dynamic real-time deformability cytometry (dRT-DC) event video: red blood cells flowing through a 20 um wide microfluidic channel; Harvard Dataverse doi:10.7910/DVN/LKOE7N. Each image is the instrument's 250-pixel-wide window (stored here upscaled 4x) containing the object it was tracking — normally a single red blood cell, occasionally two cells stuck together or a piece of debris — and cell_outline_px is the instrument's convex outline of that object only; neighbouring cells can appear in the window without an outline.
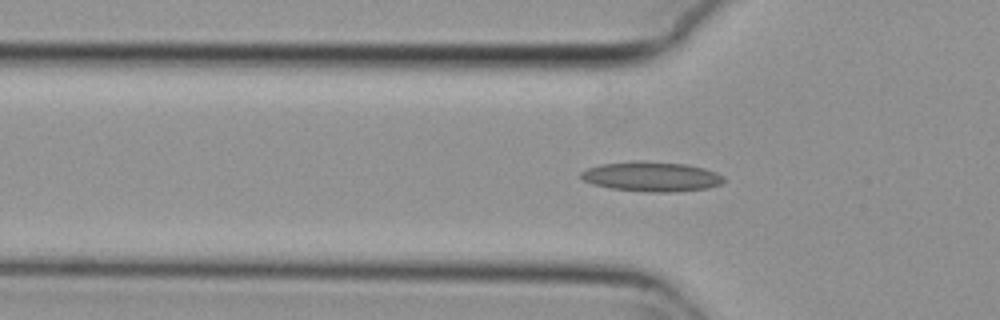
{"species": "common noctule bat (a hibernating species)", "species_latin": "Nyctalus noctula", "temperature_condition": "cold", "stored_images_in_passage": 33, "camera_frame_rate_fps": 3000, "um_per_image_px": 0.085, "animal": {"sex": "female", "body_mass_g": 29.2, "forearm_length_mm": 56.3}, "frame": {"image": 1, "passage_image": 2, "time_ms": 0.333, "image_size_px": [1000, 320], "cell_outline_px": [[724, 180], [720, 184], [708, 188], [676, 192], [648, 192], [608, 188], [592, 184], [584, 180], [580, 176], [580, 172], [588, 168], [600, 164], [684, 164], [704, 168], [716, 172], [724, 176]], "centroid_in_image_um": [55.41, 15.07], "position_along_channel_um": 70.4, "area_um2": 23.7}}
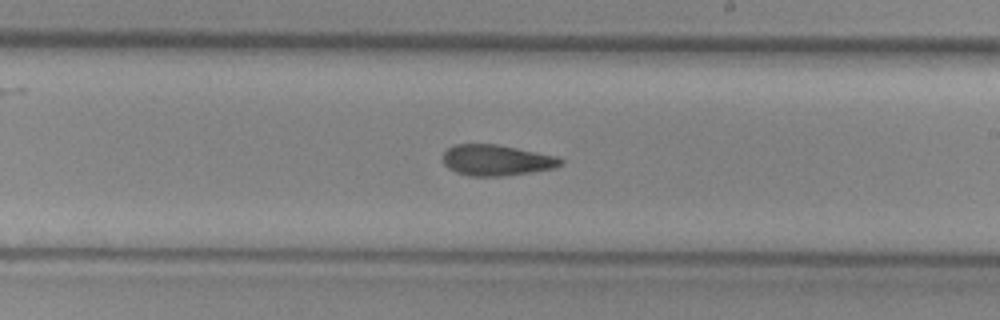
{"frame": {"image": 2, "passage_image": 16, "time_ms": 5.0, "image_size_px": [1000, 320], "cell_outline_px": [[564, 164], [552, 168], [504, 176], [468, 176], [456, 172], [448, 168], [444, 164], [444, 152], [452, 144], [496, 144], [556, 156], [564, 160]], "centroid_in_image_um": [42.18, 13.61], "position_along_channel_um": 246.8, "area_um2": 21.04}}
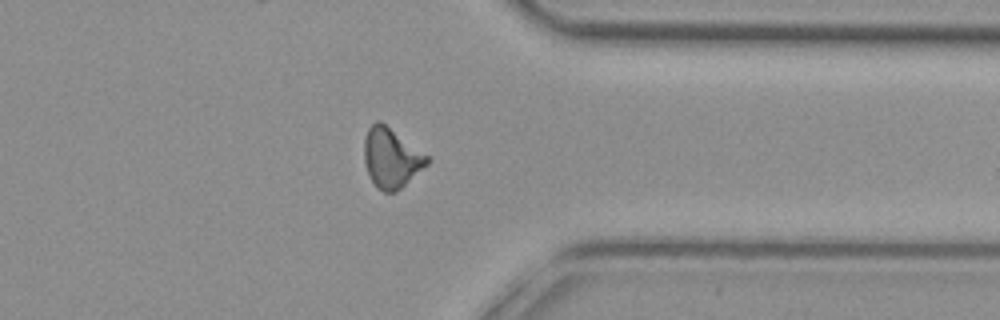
{"frame": {"image": 3, "passage_image": 27, "time_ms": 8.667, "image_size_px": [1000, 320], "cell_outline_px": [[428, 164], [396, 192], [384, 192], [376, 188], [368, 176], [364, 160], [364, 140], [368, 128], [376, 120], [380, 120], [428, 156]], "centroid_in_image_um": [33.22, 13.43], "position_along_channel_um": 378.2, "area_um2": 21.79}}